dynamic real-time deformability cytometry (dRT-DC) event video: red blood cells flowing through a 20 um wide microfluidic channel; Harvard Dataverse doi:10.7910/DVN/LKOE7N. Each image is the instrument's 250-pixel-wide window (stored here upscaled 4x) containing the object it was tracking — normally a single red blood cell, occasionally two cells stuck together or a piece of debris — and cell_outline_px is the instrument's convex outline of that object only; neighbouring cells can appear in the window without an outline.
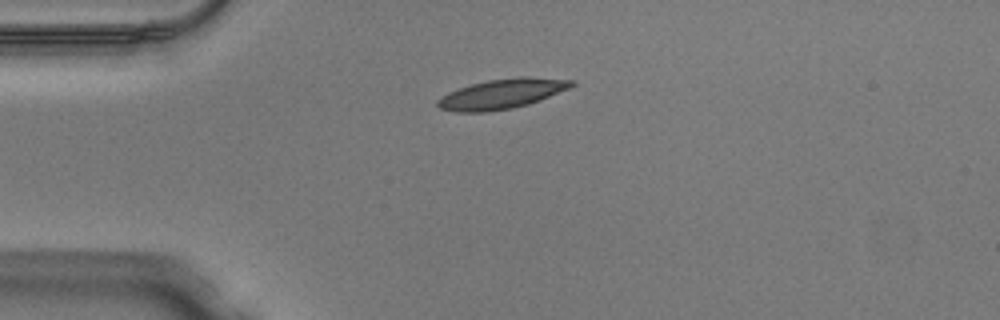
{"species": "Egyptian fruit bat (a non-hibernating species)", "species_latin": "Rousettus aegyptiacus", "temperature_condition": "warm", "stored_images_in_passage": 38, "camera_frame_rate_fps": 3000, "um_per_image_px": 0.085, "animal": {"sex": "male"}, "frame": {"image": 1, "passage_image": 1, "time_ms": 0.0, "image_size_px": [1000, 320], "cell_outline_px": [[576, 84], [568, 88], [540, 100], [528, 104], [512, 108], [488, 112], [456, 112], [440, 108], [436, 104], [436, 100], [448, 92], [472, 84], [488, 80], [576, 80]], "centroid_in_image_um": [42.52, 8.05], "position_along_channel_um": 42.5, "area_um2": 21.91}}
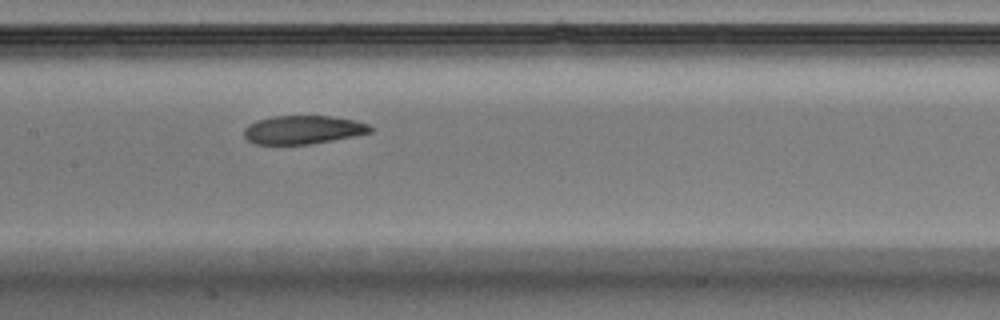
{"frame": {"image": 2, "passage_image": 13, "time_ms": 4.0, "image_size_px": [1000, 320], "cell_outline_px": [[372, 132], [332, 140], [308, 144], [256, 144], [248, 140], [244, 136], [244, 128], [248, 124], [256, 120], [272, 116], [332, 116], [356, 120], [368, 124], [372, 128]], "centroid_in_image_um": [25.74, 11.02], "position_along_channel_um": 181.7, "area_um2": 20.92}}
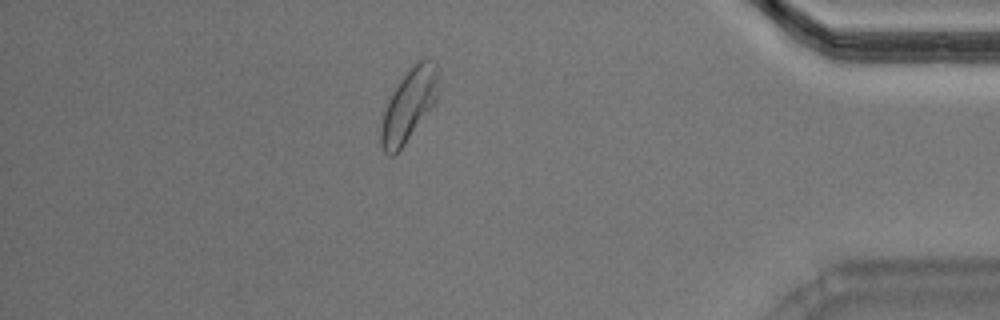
{"frame": {"image": 3, "passage_image": 32, "time_ms": 10.333, "image_size_px": [1000, 320], "cell_outline_px": [[440, 76], [436, 100], [404, 144], [392, 156], [388, 156], [384, 152], [380, 144], [380, 124], [388, 100], [392, 92], [408, 68], [416, 60], [424, 56], [436, 60], [440, 68]], "centroid_in_image_um": [34.78, 8.82], "position_along_channel_um": 400.4, "area_um2": 24.57}, "authors_computed_cell_mechanics": {"area_um2": 22.6287, "velocity_mm_per_s": 4.0611, "shape_relaxation_time_tau1_ms": null, "shape_relaxation_time_tau2_ms": 3.667, "deformation_change_tau1": null, "deformation_change_tau2": 0.0957}}